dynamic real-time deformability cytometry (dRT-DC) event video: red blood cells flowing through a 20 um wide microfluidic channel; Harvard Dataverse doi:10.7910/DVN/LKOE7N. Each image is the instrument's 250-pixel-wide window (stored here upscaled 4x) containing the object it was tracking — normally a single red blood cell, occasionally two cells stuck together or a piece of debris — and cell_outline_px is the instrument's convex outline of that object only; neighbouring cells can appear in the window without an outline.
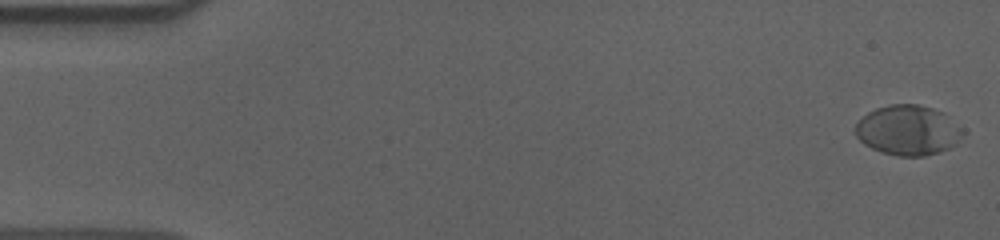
{"species": "human", "species_latin": "Homo sapiens", "temperature_condition": "cold", "stored_images_in_passage": 57, "camera_frame_rate_fps": 3000, "um_per_image_px": 0.085, "donor": {"sex": "male"}, "frame": {"image": 1, "passage_image": 1, "time_ms": 0.0, "image_size_px": [1000, 240], "cell_outline_px": [[964, 132], [956, 144], [952, 148], [940, 152], [924, 156], [896, 156], [880, 152], [864, 144], [856, 136], [856, 124], [868, 112], [876, 108], [892, 104], [916, 104], [932, 108], [940, 112], [964, 128]], "centroid_in_image_um": [77.19, 11.09], "position_along_channel_um": 7.8, "area_um2": 31.27}}
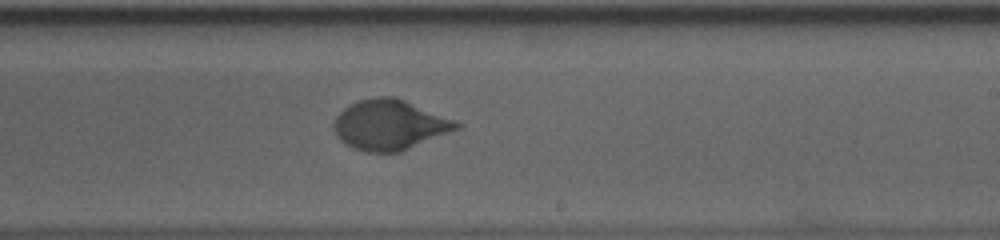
{"frame": {"image": 2, "passage_image": 34, "time_ms": 11.0, "image_size_px": [1000, 240], "cell_outline_px": [[464, 124], [460, 128], [400, 152], [368, 152], [352, 148], [344, 144], [336, 136], [332, 124], [336, 116], [344, 108], [360, 100], [376, 96], [392, 96], [404, 100], [456, 120]], "centroid_in_image_um": [33.11, 10.62], "position_along_channel_um": 255.9, "area_um2": 35.84}}
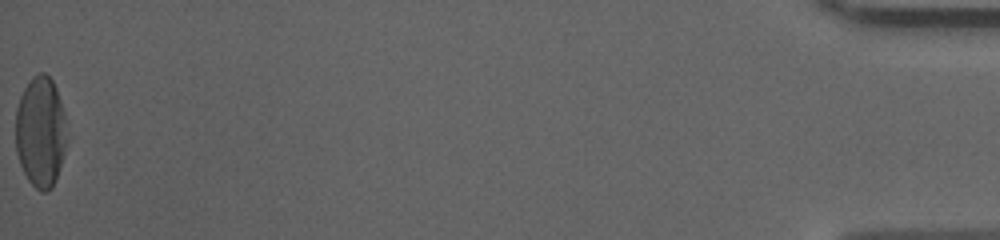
{"frame": {"image": 3, "passage_image": 57, "time_ms": 18.667, "image_size_px": [1000, 240], "cell_outline_px": [[68, 136], [64, 152], [52, 188], [48, 192], [40, 192], [28, 180], [20, 164], [16, 152], [16, 108], [20, 96], [24, 88], [32, 76], [40, 72], [44, 72], [52, 80], [56, 88], [64, 112]], "centroid_in_image_um": [3.45, 11.2], "position_along_channel_um": 431.8, "area_um2": 33.23}, "authors_computed_cell_mechanics": {"area_um2": 33.235, "velocity_mm_per_s": 3.6081, "shape_relaxation_time_tau1_ms": 3.5574, "shape_relaxation_time_tau2_ms": null, "deformation_change_tau1": 0.1849, "deformation_change_tau2": null}}